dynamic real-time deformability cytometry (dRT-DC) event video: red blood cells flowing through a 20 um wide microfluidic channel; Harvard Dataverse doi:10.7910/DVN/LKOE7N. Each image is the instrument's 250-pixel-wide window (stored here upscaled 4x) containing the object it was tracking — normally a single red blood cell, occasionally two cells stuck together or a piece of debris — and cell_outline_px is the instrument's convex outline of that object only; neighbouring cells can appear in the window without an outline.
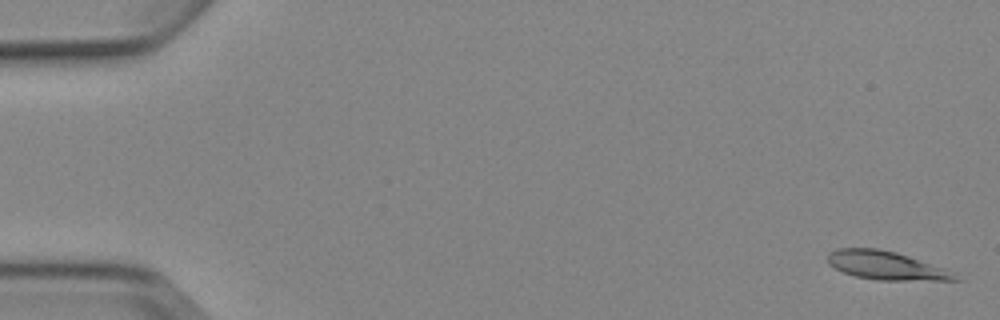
{"species": "Egyptian fruit bat (a non-hibernating species)", "species_latin": "Rousettus aegyptiacus", "temperature_condition": "cold", "stored_images_in_passage": 4, "camera_frame_rate_fps": 3000, "um_per_image_px": 0.085, "animal": {"sex": "female"}, "frame": {"image": 1, "passage_image": 1, "time_ms": 0.0, "image_size_px": [1000, 320], "cell_outline_px": [[960, 280], [876, 280], [856, 276], [844, 272], [828, 264], [828, 256], [832, 252], [840, 248], [876, 248], [896, 252], [956, 272]], "centroid_in_image_um": [75.35, 22.57], "position_along_channel_um": 9.6, "area_um2": 20.87}}